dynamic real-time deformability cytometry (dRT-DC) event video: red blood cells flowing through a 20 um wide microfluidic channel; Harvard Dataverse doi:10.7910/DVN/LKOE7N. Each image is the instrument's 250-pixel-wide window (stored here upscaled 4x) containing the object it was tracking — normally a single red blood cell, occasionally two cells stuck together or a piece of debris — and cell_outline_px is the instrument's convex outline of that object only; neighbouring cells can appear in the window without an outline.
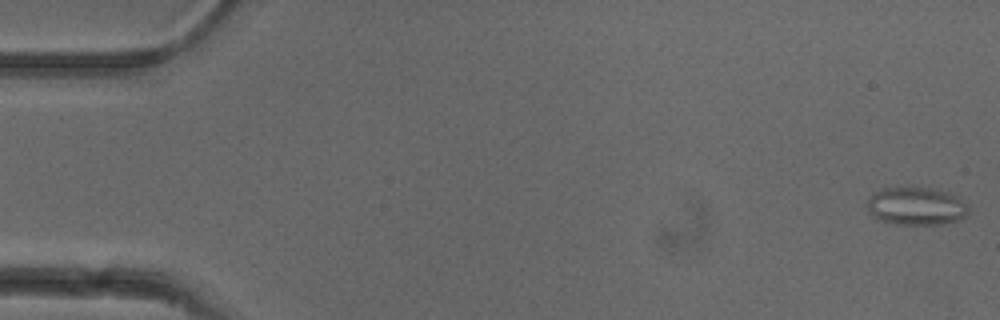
{"species": "common noctule bat (a hibernating species)", "species_latin": "Nyctalus noctula", "temperature_condition": "cold", "stored_images_in_passage": 4, "camera_frame_rate_fps": 3000, "um_per_image_px": 0.085, "animal": {"sex": "female"}, "frame": {"image": 1, "passage_image": 1, "time_ms": 0.0, "image_size_px": [1000, 320], "cell_outline_px": [[968, 212], [960, 220], [944, 224], [896, 224], [876, 220], [868, 212], [868, 200], [876, 192], [884, 188], [928, 188], [948, 192], [960, 196], [968, 204]], "centroid_in_image_um": [77.92, 17.54], "position_along_channel_um": 7.1, "area_um2": 22.48}}
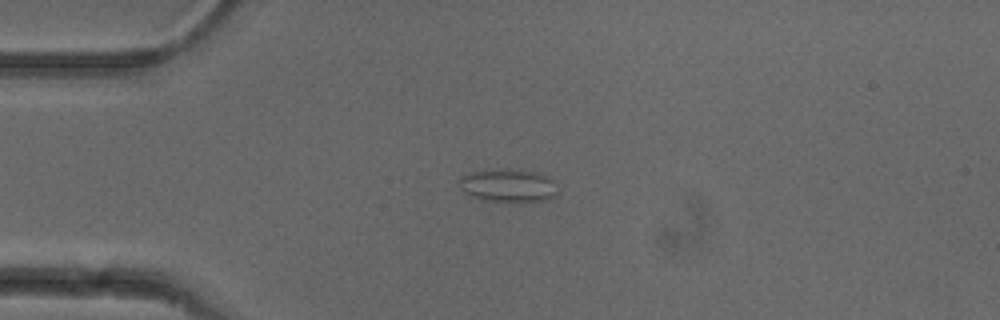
{"frame": {"image": 2, "passage_image": 4, "time_ms": 1.0, "image_size_px": [1000, 320], "cell_outline_px": [[556, 196], [544, 200], [524, 204], [520, 204], [480, 200], [468, 196], [460, 188], [460, 176], [472, 172], [508, 168], [532, 172], [548, 176], [552, 180], [556, 192]], "centroid_in_image_um": [43.17, 15.82], "position_along_channel_um": 41.8, "area_um2": 19.48}}